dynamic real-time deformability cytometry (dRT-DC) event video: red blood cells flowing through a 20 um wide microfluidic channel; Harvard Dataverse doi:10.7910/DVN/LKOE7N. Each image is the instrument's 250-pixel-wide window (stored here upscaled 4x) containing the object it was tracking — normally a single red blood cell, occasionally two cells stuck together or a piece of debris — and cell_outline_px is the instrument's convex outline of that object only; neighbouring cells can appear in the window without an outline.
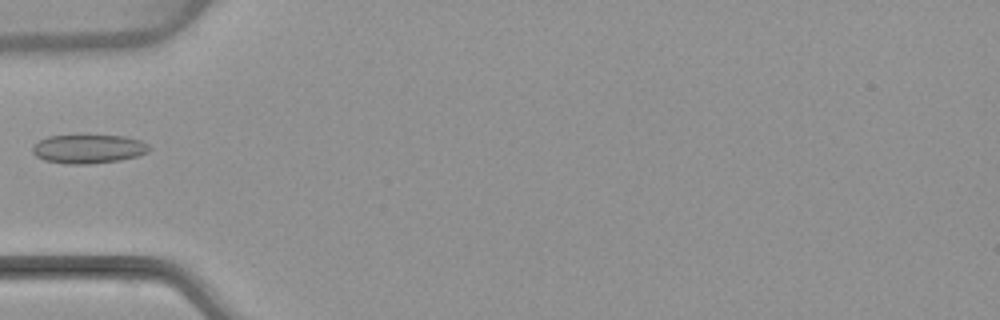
{"species": "common noctule bat (a hibernating species)", "species_latin": "Nyctalus noctula", "temperature_condition": "warm", "stored_images_in_passage": 6, "camera_frame_rate_fps": 3000, "um_per_image_px": 0.085, "animal": {"sex": "female", "body_mass_g": 22.7, "forearm_length_mm": 54.2}, "frame": {"image": 1, "passage_image": 5, "time_ms": 5.0, "image_size_px": [1000, 320], "cell_outline_px": [[152, 148], [148, 152], [136, 156], [120, 160], [92, 164], [64, 164], [44, 160], [36, 156], [32, 152], [32, 144], [48, 136], [124, 136], [140, 140], [148, 144]], "centroid_in_image_um": [7.5, 12.67], "position_along_channel_um": 77.5, "area_um2": 19.65}}
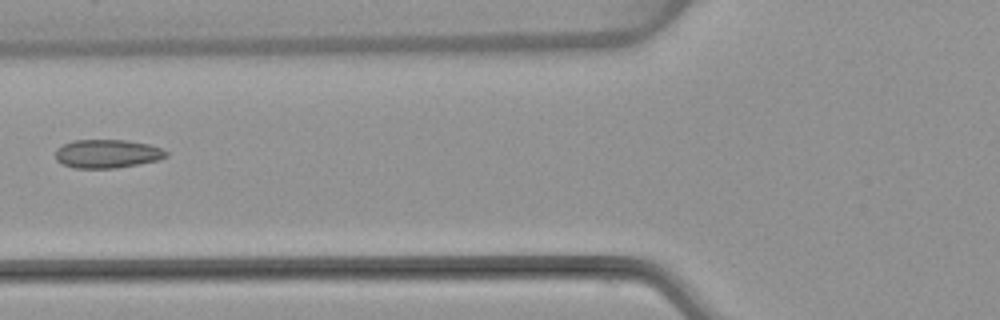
{"frame": {"image": 2, "passage_image": 6, "time_ms": 6.0, "image_size_px": [1000, 320], "cell_outline_px": [[168, 156], [160, 160], [140, 164], [116, 168], [76, 168], [64, 164], [56, 160], [56, 148], [72, 140], [124, 140], [148, 144], [160, 148], [168, 152]], "centroid_in_image_um": [9.13, 13.07], "position_along_channel_um": 116.7, "area_um2": 18.44}}